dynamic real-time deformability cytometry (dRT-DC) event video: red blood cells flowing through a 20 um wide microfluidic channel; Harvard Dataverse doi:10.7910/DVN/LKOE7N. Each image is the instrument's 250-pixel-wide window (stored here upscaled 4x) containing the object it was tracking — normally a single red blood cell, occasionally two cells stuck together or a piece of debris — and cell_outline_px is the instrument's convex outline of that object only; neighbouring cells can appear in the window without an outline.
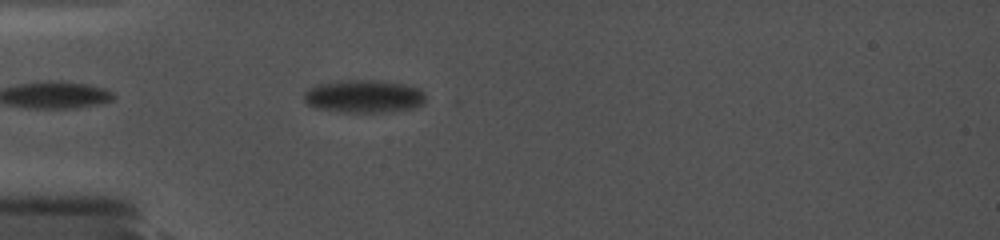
{"species": "common noctule bat (a hibernating species)", "species_latin": "Nyctalus noctula", "temperature_condition": "cold", "stored_images_in_passage": 33, "camera_frame_rate_fps": 5000, "um_per_image_px": 0.085, "animal": {"sex": "female", "body_mass_g": 19.0, "forearm_length_mm": 56.7}, "frame": {"image": 1, "passage_image": 5, "time_ms": 0.8, "image_size_px": [1000, 240], "cell_outline_px": [[424, 104], [416, 108], [380, 112], [344, 112], [316, 108], [308, 104], [304, 100], [304, 92], [308, 88], [316, 84], [336, 80], [380, 80], [404, 84], [420, 88], [424, 92]], "centroid_in_image_um": [30.92, 8.17], "position_along_channel_um": 54.1, "area_um2": 23.58}}